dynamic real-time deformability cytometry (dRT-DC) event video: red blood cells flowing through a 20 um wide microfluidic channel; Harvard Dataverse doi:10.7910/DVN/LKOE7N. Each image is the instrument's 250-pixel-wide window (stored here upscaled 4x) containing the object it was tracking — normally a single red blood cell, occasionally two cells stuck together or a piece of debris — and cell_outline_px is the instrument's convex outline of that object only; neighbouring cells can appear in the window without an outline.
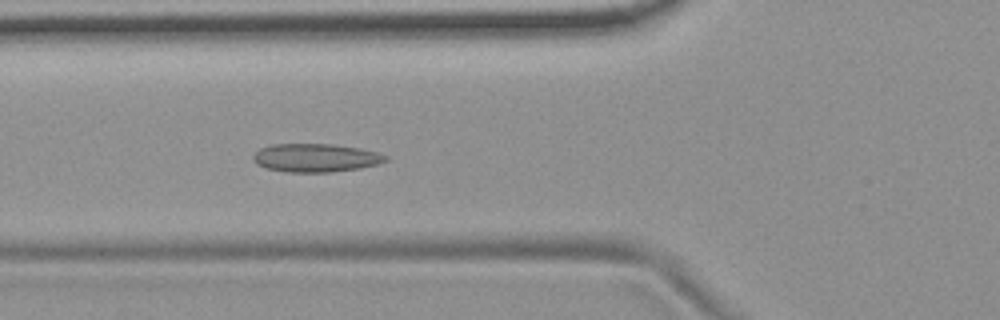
{"species": "common noctule bat (a hibernating species)", "species_latin": "Nyctalus noctula", "temperature_condition": "room temperature", "stored_images_in_passage": 4, "camera_frame_rate_fps": 3000, "um_per_image_px": 0.085, "animal": {"sex": "female", "body_mass_g": 19.9}, "frame": {"image": 1, "passage_image": 4, "time_ms": 3.333, "image_size_px": [1000, 320], "cell_outline_px": [[388, 160], [376, 164], [360, 168], [328, 172], [284, 172], [264, 168], [256, 164], [252, 160], [252, 156], [260, 148], [272, 144], [332, 144], [360, 148], [376, 152], [388, 156]], "centroid_in_image_um": [26.78, 13.41], "position_along_channel_um": 99.0, "area_um2": 21.96}}